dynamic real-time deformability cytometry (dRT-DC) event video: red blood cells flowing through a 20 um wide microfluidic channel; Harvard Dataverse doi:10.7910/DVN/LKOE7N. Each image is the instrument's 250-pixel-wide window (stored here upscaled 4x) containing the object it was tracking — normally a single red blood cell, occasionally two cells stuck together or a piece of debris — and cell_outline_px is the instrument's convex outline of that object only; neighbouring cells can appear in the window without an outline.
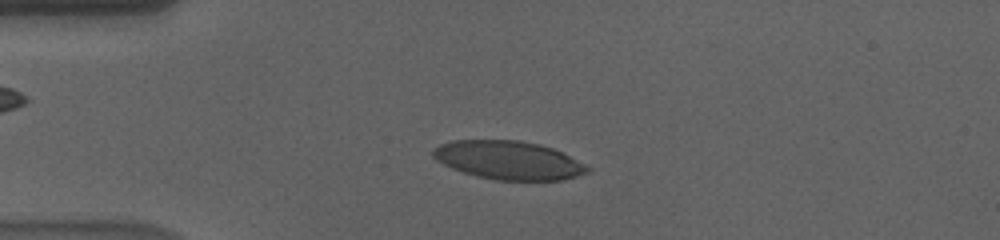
{"species": "human", "species_latin": "Homo sapiens", "temperature_condition": "cold", "stored_images_in_passage": 56, "camera_frame_rate_fps": 3000, "um_per_image_px": 0.085, "donor": {"sex": "male"}, "frame": {"image": 1, "passage_image": 13, "time_ms": 4.0, "image_size_px": [1000, 240], "cell_outline_px": [[592, 168], [588, 172], [576, 176], [560, 180], [496, 180], [476, 176], [452, 168], [436, 160], [432, 156], [432, 148], [440, 144], [452, 140], [520, 140], [540, 144], [552, 148]], "centroid_in_image_um": [43.19, 13.61], "position_along_channel_um": 41.8, "area_um2": 34.51}}
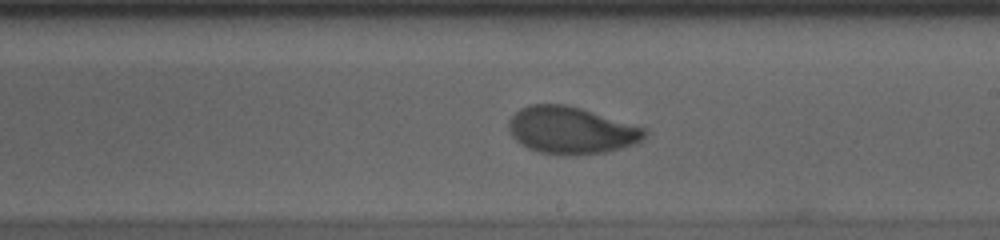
{"frame": {"image": 2, "passage_image": 32, "time_ms": 10.333, "image_size_px": [1000, 240], "cell_outline_px": [[648, 136], [636, 144], [608, 152], [568, 156], [564, 156], [540, 152], [528, 148], [520, 144], [512, 136], [508, 128], [508, 120], [520, 108], [528, 104], [564, 104], [580, 108], [648, 128]], "centroid_in_image_um": [48.58, 11.09], "position_along_channel_um": 240.4, "area_um2": 37.86}}
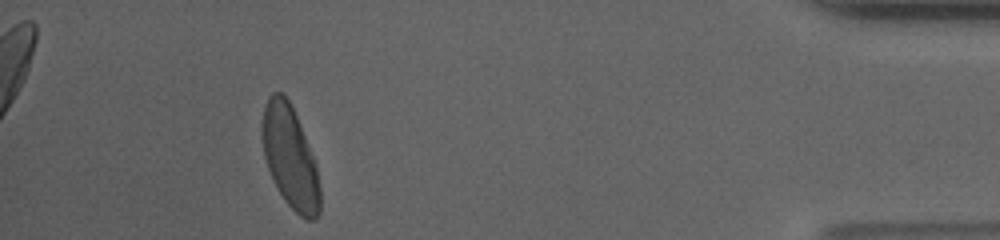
{"frame": {"image": 3, "passage_image": 51, "time_ms": 16.667, "image_size_px": [1000, 240], "cell_outline_px": [[320, 212], [312, 220], [308, 220], [300, 216], [284, 200], [268, 168], [264, 156], [260, 132], [260, 124], [264, 104], [268, 96], [272, 92], [284, 92], [296, 116], [316, 164], [320, 188]], "centroid_in_image_um": [24.62, 13.32], "position_along_channel_um": 410.6, "area_um2": 34.39}, "authors_computed_cell_mechanics": {"area_um2": 35.547, "velocity_mm_per_s": 3.5868, "shape_relaxation_time_tau1_ms": 4.0882, "shape_relaxation_time_tau2_ms": 1.2629, "deformation_change_tau1": 0.167, "deformation_change_tau2": 0.055}}